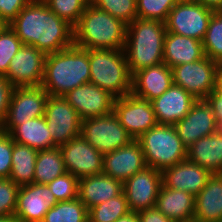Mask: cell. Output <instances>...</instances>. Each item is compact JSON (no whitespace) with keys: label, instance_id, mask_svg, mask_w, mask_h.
Wrapping results in <instances>:
<instances>
[{"label":"cell","instance_id":"6da1fadb","mask_svg":"<svg viewBox=\"0 0 222 222\" xmlns=\"http://www.w3.org/2000/svg\"><path fill=\"white\" fill-rule=\"evenodd\" d=\"M24 45L51 54L74 45V30L59 18L43 0H32L8 24Z\"/></svg>","mask_w":222,"mask_h":222},{"label":"cell","instance_id":"7a4b0ae2","mask_svg":"<svg viewBox=\"0 0 222 222\" xmlns=\"http://www.w3.org/2000/svg\"><path fill=\"white\" fill-rule=\"evenodd\" d=\"M90 81L89 50L75 45L47 54L41 86L49 96H64Z\"/></svg>","mask_w":222,"mask_h":222},{"label":"cell","instance_id":"3957f363","mask_svg":"<svg viewBox=\"0 0 222 222\" xmlns=\"http://www.w3.org/2000/svg\"><path fill=\"white\" fill-rule=\"evenodd\" d=\"M74 45L82 49L124 50L127 24L89 4L73 27Z\"/></svg>","mask_w":222,"mask_h":222},{"label":"cell","instance_id":"277c9868","mask_svg":"<svg viewBox=\"0 0 222 222\" xmlns=\"http://www.w3.org/2000/svg\"><path fill=\"white\" fill-rule=\"evenodd\" d=\"M165 23L137 17L127 25L124 46L128 69L135 72L163 63Z\"/></svg>","mask_w":222,"mask_h":222},{"label":"cell","instance_id":"5b68a950","mask_svg":"<svg viewBox=\"0 0 222 222\" xmlns=\"http://www.w3.org/2000/svg\"><path fill=\"white\" fill-rule=\"evenodd\" d=\"M90 81L115 98L131 93L132 74L124 50H89Z\"/></svg>","mask_w":222,"mask_h":222},{"label":"cell","instance_id":"8992f818","mask_svg":"<svg viewBox=\"0 0 222 222\" xmlns=\"http://www.w3.org/2000/svg\"><path fill=\"white\" fill-rule=\"evenodd\" d=\"M137 140L146 165L160 172L187 159V147L173 125L157 124Z\"/></svg>","mask_w":222,"mask_h":222},{"label":"cell","instance_id":"52a82bcc","mask_svg":"<svg viewBox=\"0 0 222 222\" xmlns=\"http://www.w3.org/2000/svg\"><path fill=\"white\" fill-rule=\"evenodd\" d=\"M220 64L204 56L192 63L172 68L173 84L182 87L197 100L206 97L217 88Z\"/></svg>","mask_w":222,"mask_h":222},{"label":"cell","instance_id":"ba28073f","mask_svg":"<svg viewBox=\"0 0 222 222\" xmlns=\"http://www.w3.org/2000/svg\"><path fill=\"white\" fill-rule=\"evenodd\" d=\"M81 135L102 155L111 153L133 140L114 112L82 120Z\"/></svg>","mask_w":222,"mask_h":222},{"label":"cell","instance_id":"9c48e42d","mask_svg":"<svg viewBox=\"0 0 222 222\" xmlns=\"http://www.w3.org/2000/svg\"><path fill=\"white\" fill-rule=\"evenodd\" d=\"M213 12V9L194 0L177 2L168 14L166 30L202 41Z\"/></svg>","mask_w":222,"mask_h":222},{"label":"cell","instance_id":"30bf717a","mask_svg":"<svg viewBox=\"0 0 222 222\" xmlns=\"http://www.w3.org/2000/svg\"><path fill=\"white\" fill-rule=\"evenodd\" d=\"M48 97L41 85L14 87L7 116L0 129L10 134L18 125L44 116Z\"/></svg>","mask_w":222,"mask_h":222},{"label":"cell","instance_id":"8fae6325","mask_svg":"<svg viewBox=\"0 0 222 222\" xmlns=\"http://www.w3.org/2000/svg\"><path fill=\"white\" fill-rule=\"evenodd\" d=\"M113 112L133 140L158 124L152 103L132 93L115 98Z\"/></svg>","mask_w":222,"mask_h":222},{"label":"cell","instance_id":"7c38bea8","mask_svg":"<svg viewBox=\"0 0 222 222\" xmlns=\"http://www.w3.org/2000/svg\"><path fill=\"white\" fill-rule=\"evenodd\" d=\"M44 117L56 147L81 134L82 119L63 96L47 98Z\"/></svg>","mask_w":222,"mask_h":222},{"label":"cell","instance_id":"4fadbf2b","mask_svg":"<svg viewBox=\"0 0 222 222\" xmlns=\"http://www.w3.org/2000/svg\"><path fill=\"white\" fill-rule=\"evenodd\" d=\"M162 172L146 166L123 183L130 211L138 213L156 205L162 186Z\"/></svg>","mask_w":222,"mask_h":222},{"label":"cell","instance_id":"5bb4252c","mask_svg":"<svg viewBox=\"0 0 222 222\" xmlns=\"http://www.w3.org/2000/svg\"><path fill=\"white\" fill-rule=\"evenodd\" d=\"M64 166L78 179L103 172V155L80 134L60 146Z\"/></svg>","mask_w":222,"mask_h":222},{"label":"cell","instance_id":"9a60e30c","mask_svg":"<svg viewBox=\"0 0 222 222\" xmlns=\"http://www.w3.org/2000/svg\"><path fill=\"white\" fill-rule=\"evenodd\" d=\"M46 54L35 46L22 45L10 61L7 80L14 87L40 86L43 82Z\"/></svg>","mask_w":222,"mask_h":222},{"label":"cell","instance_id":"2e32d148","mask_svg":"<svg viewBox=\"0 0 222 222\" xmlns=\"http://www.w3.org/2000/svg\"><path fill=\"white\" fill-rule=\"evenodd\" d=\"M63 97L82 120L105 116L113 112L115 97L91 82L74 88Z\"/></svg>","mask_w":222,"mask_h":222},{"label":"cell","instance_id":"e0dca14e","mask_svg":"<svg viewBox=\"0 0 222 222\" xmlns=\"http://www.w3.org/2000/svg\"><path fill=\"white\" fill-rule=\"evenodd\" d=\"M57 203L47 184L33 182L19 188L14 217L18 222H42L49 208Z\"/></svg>","mask_w":222,"mask_h":222},{"label":"cell","instance_id":"ac0fdd59","mask_svg":"<svg viewBox=\"0 0 222 222\" xmlns=\"http://www.w3.org/2000/svg\"><path fill=\"white\" fill-rule=\"evenodd\" d=\"M146 166L139 141L132 140L127 145L103 155L102 173L124 183Z\"/></svg>","mask_w":222,"mask_h":222},{"label":"cell","instance_id":"d6986e66","mask_svg":"<svg viewBox=\"0 0 222 222\" xmlns=\"http://www.w3.org/2000/svg\"><path fill=\"white\" fill-rule=\"evenodd\" d=\"M174 127L186 147L218 130L214 114L206 100H197L188 114Z\"/></svg>","mask_w":222,"mask_h":222},{"label":"cell","instance_id":"ffe728a7","mask_svg":"<svg viewBox=\"0 0 222 222\" xmlns=\"http://www.w3.org/2000/svg\"><path fill=\"white\" fill-rule=\"evenodd\" d=\"M197 101L189 92L172 84L160 97L151 101L158 124L175 125Z\"/></svg>","mask_w":222,"mask_h":222},{"label":"cell","instance_id":"44dd1931","mask_svg":"<svg viewBox=\"0 0 222 222\" xmlns=\"http://www.w3.org/2000/svg\"><path fill=\"white\" fill-rule=\"evenodd\" d=\"M173 84L172 69L165 63L141 69L132 75L131 93L152 101Z\"/></svg>","mask_w":222,"mask_h":222},{"label":"cell","instance_id":"7402d4cb","mask_svg":"<svg viewBox=\"0 0 222 222\" xmlns=\"http://www.w3.org/2000/svg\"><path fill=\"white\" fill-rule=\"evenodd\" d=\"M211 173L198 164L184 160L162 172L165 187L183 190L197 196L205 187Z\"/></svg>","mask_w":222,"mask_h":222},{"label":"cell","instance_id":"603a6c76","mask_svg":"<svg viewBox=\"0 0 222 222\" xmlns=\"http://www.w3.org/2000/svg\"><path fill=\"white\" fill-rule=\"evenodd\" d=\"M122 192L123 183L103 173L79 179L78 198L88 210Z\"/></svg>","mask_w":222,"mask_h":222},{"label":"cell","instance_id":"cb8c5ba5","mask_svg":"<svg viewBox=\"0 0 222 222\" xmlns=\"http://www.w3.org/2000/svg\"><path fill=\"white\" fill-rule=\"evenodd\" d=\"M194 222H222V173H212L195 196Z\"/></svg>","mask_w":222,"mask_h":222},{"label":"cell","instance_id":"d4e9b609","mask_svg":"<svg viewBox=\"0 0 222 222\" xmlns=\"http://www.w3.org/2000/svg\"><path fill=\"white\" fill-rule=\"evenodd\" d=\"M155 207L175 222H194L195 196L191 193L162 184Z\"/></svg>","mask_w":222,"mask_h":222},{"label":"cell","instance_id":"484cf974","mask_svg":"<svg viewBox=\"0 0 222 222\" xmlns=\"http://www.w3.org/2000/svg\"><path fill=\"white\" fill-rule=\"evenodd\" d=\"M204 56L202 41L171 32L166 33L163 63L171 69L181 64L195 62Z\"/></svg>","mask_w":222,"mask_h":222},{"label":"cell","instance_id":"4316f807","mask_svg":"<svg viewBox=\"0 0 222 222\" xmlns=\"http://www.w3.org/2000/svg\"><path fill=\"white\" fill-rule=\"evenodd\" d=\"M187 160L212 173H222V131L201 137L187 147Z\"/></svg>","mask_w":222,"mask_h":222},{"label":"cell","instance_id":"83f0119b","mask_svg":"<svg viewBox=\"0 0 222 222\" xmlns=\"http://www.w3.org/2000/svg\"><path fill=\"white\" fill-rule=\"evenodd\" d=\"M10 136L15 143L27 145L38 151L56 147L44 116L18 125Z\"/></svg>","mask_w":222,"mask_h":222},{"label":"cell","instance_id":"f1b7e54d","mask_svg":"<svg viewBox=\"0 0 222 222\" xmlns=\"http://www.w3.org/2000/svg\"><path fill=\"white\" fill-rule=\"evenodd\" d=\"M38 150L13 141L12 169L9 178L19 187L33 183Z\"/></svg>","mask_w":222,"mask_h":222},{"label":"cell","instance_id":"f546056e","mask_svg":"<svg viewBox=\"0 0 222 222\" xmlns=\"http://www.w3.org/2000/svg\"><path fill=\"white\" fill-rule=\"evenodd\" d=\"M66 172L60 147L38 151L35 162L34 183L48 184Z\"/></svg>","mask_w":222,"mask_h":222},{"label":"cell","instance_id":"4dcf8cb0","mask_svg":"<svg viewBox=\"0 0 222 222\" xmlns=\"http://www.w3.org/2000/svg\"><path fill=\"white\" fill-rule=\"evenodd\" d=\"M42 222H88V209L79 198L58 201L49 208Z\"/></svg>","mask_w":222,"mask_h":222},{"label":"cell","instance_id":"1f68e13d","mask_svg":"<svg viewBox=\"0 0 222 222\" xmlns=\"http://www.w3.org/2000/svg\"><path fill=\"white\" fill-rule=\"evenodd\" d=\"M130 211L126 195L122 192L117 197L100 203L88 210V222H115Z\"/></svg>","mask_w":222,"mask_h":222},{"label":"cell","instance_id":"d6a6232c","mask_svg":"<svg viewBox=\"0 0 222 222\" xmlns=\"http://www.w3.org/2000/svg\"><path fill=\"white\" fill-rule=\"evenodd\" d=\"M202 44L205 56L222 64V10L213 12Z\"/></svg>","mask_w":222,"mask_h":222},{"label":"cell","instance_id":"836d02e7","mask_svg":"<svg viewBox=\"0 0 222 222\" xmlns=\"http://www.w3.org/2000/svg\"><path fill=\"white\" fill-rule=\"evenodd\" d=\"M90 4L127 25L137 18L136 0H90Z\"/></svg>","mask_w":222,"mask_h":222},{"label":"cell","instance_id":"e575fe53","mask_svg":"<svg viewBox=\"0 0 222 222\" xmlns=\"http://www.w3.org/2000/svg\"><path fill=\"white\" fill-rule=\"evenodd\" d=\"M59 18L73 27L78 23L90 0H43Z\"/></svg>","mask_w":222,"mask_h":222},{"label":"cell","instance_id":"d590c367","mask_svg":"<svg viewBox=\"0 0 222 222\" xmlns=\"http://www.w3.org/2000/svg\"><path fill=\"white\" fill-rule=\"evenodd\" d=\"M23 43L9 25H4L0 30V75L5 76L14 55Z\"/></svg>","mask_w":222,"mask_h":222},{"label":"cell","instance_id":"8d00e7d4","mask_svg":"<svg viewBox=\"0 0 222 222\" xmlns=\"http://www.w3.org/2000/svg\"><path fill=\"white\" fill-rule=\"evenodd\" d=\"M176 0H136L137 17L166 22Z\"/></svg>","mask_w":222,"mask_h":222},{"label":"cell","instance_id":"74e56055","mask_svg":"<svg viewBox=\"0 0 222 222\" xmlns=\"http://www.w3.org/2000/svg\"><path fill=\"white\" fill-rule=\"evenodd\" d=\"M57 201L78 198L79 179L71 173H64L47 184Z\"/></svg>","mask_w":222,"mask_h":222},{"label":"cell","instance_id":"f35d334b","mask_svg":"<svg viewBox=\"0 0 222 222\" xmlns=\"http://www.w3.org/2000/svg\"><path fill=\"white\" fill-rule=\"evenodd\" d=\"M19 188L10 178H0V217L14 216Z\"/></svg>","mask_w":222,"mask_h":222},{"label":"cell","instance_id":"ab89813d","mask_svg":"<svg viewBox=\"0 0 222 222\" xmlns=\"http://www.w3.org/2000/svg\"><path fill=\"white\" fill-rule=\"evenodd\" d=\"M12 150V137L0 129V178H9L12 169Z\"/></svg>","mask_w":222,"mask_h":222},{"label":"cell","instance_id":"60d3db41","mask_svg":"<svg viewBox=\"0 0 222 222\" xmlns=\"http://www.w3.org/2000/svg\"><path fill=\"white\" fill-rule=\"evenodd\" d=\"M31 1L32 0H0V21L4 25H8Z\"/></svg>","mask_w":222,"mask_h":222},{"label":"cell","instance_id":"b9f144b4","mask_svg":"<svg viewBox=\"0 0 222 222\" xmlns=\"http://www.w3.org/2000/svg\"><path fill=\"white\" fill-rule=\"evenodd\" d=\"M14 86L3 75H0V127L7 116Z\"/></svg>","mask_w":222,"mask_h":222},{"label":"cell","instance_id":"7bdbcfd3","mask_svg":"<svg viewBox=\"0 0 222 222\" xmlns=\"http://www.w3.org/2000/svg\"><path fill=\"white\" fill-rule=\"evenodd\" d=\"M205 100L212 109L218 130L222 131V93L216 88Z\"/></svg>","mask_w":222,"mask_h":222},{"label":"cell","instance_id":"ee69618b","mask_svg":"<svg viewBox=\"0 0 222 222\" xmlns=\"http://www.w3.org/2000/svg\"><path fill=\"white\" fill-rule=\"evenodd\" d=\"M140 222H175L166 217L156 207L137 213Z\"/></svg>","mask_w":222,"mask_h":222},{"label":"cell","instance_id":"f6af8a7d","mask_svg":"<svg viewBox=\"0 0 222 222\" xmlns=\"http://www.w3.org/2000/svg\"><path fill=\"white\" fill-rule=\"evenodd\" d=\"M194 1L213 9L214 11L222 10V0H194Z\"/></svg>","mask_w":222,"mask_h":222},{"label":"cell","instance_id":"bcb514c9","mask_svg":"<svg viewBox=\"0 0 222 222\" xmlns=\"http://www.w3.org/2000/svg\"><path fill=\"white\" fill-rule=\"evenodd\" d=\"M115 222H140L138 214L134 212H129L128 214L118 218Z\"/></svg>","mask_w":222,"mask_h":222},{"label":"cell","instance_id":"7dc6e473","mask_svg":"<svg viewBox=\"0 0 222 222\" xmlns=\"http://www.w3.org/2000/svg\"><path fill=\"white\" fill-rule=\"evenodd\" d=\"M217 89L222 93V64L219 67Z\"/></svg>","mask_w":222,"mask_h":222},{"label":"cell","instance_id":"c3c4849f","mask_svg":"<svg viewBox=\"0 0 222 222\" xmlns=\"http://www.w3.org/2000/svg\"><path fill=\"white\" fill-rule=\"evenodd\" d=\"M0 222H18L14 216L0 217Z\"/></svg>","mask_w":222,"mask_h":222},{"label":"cell","instance_id":"681fc988","mask_svg":"<svg viewBox=\"0 0 222 222\" xmlns=\"http://www.w3.org/2000/svg\"><path fill=\"white\" fill-rule=\"evenodd\" d=\"M177 2H184V1H190V0H176Z\"/></svg>","mask_w":222,"mask_h":222},{"label":"cell","instance_id":"f907efd6","mask_svg":"<svg viewBox=\"0 0 222 222\" xmlns=\"http://www.w3.org/2000/svg\"><path fill=\"white\" fill-rule=\"evenodd\" d=\"M4 26V24L0 21V30Z\"/></svg>","mask_w":222,"mask_h":222}]
</instances>
